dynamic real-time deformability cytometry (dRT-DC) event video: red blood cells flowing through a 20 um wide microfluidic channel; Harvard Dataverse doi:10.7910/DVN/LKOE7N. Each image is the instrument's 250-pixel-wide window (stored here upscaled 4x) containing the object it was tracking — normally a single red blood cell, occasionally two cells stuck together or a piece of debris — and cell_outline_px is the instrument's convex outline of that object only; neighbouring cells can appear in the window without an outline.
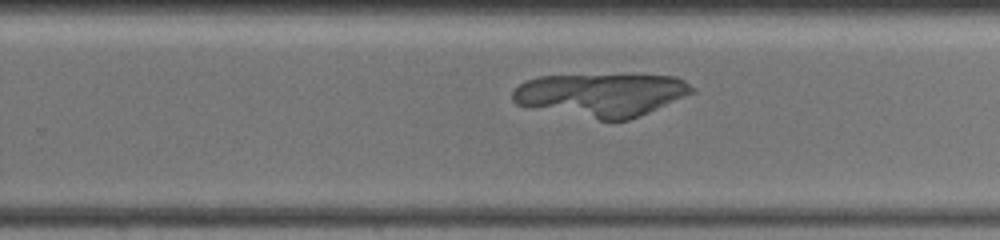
{"species": "common noctule bat (a hibernating species)", "species_latin": "Nyctalus noctula", "temperature_condition": "warm", "stored_images_in_passage": 43, "camera_frame_rate_fps": 3000, "um_per_image_px": 0.085, "animal": {"sex": "female", "body_mass_g": 19.5, "forearm_length_mm": 54.1}, "frame": {"image": 1, "passage_image": 28, "time_ms": 9.0, "image_size_px": [1000, 240], "cell_outline_px": [[696, 92], [640, 116], [628, 120], [600, 120], [532, 108], [516, 104], [512, 100], [512, 92], [520, 84], [528, 80], [540, 76], [676, 76], [684, 80], [696, 88]], "centroid_in_image_um": [51.13, 8.08], "position_along_channel_um": 278.7, "area_um2": 44.74}}